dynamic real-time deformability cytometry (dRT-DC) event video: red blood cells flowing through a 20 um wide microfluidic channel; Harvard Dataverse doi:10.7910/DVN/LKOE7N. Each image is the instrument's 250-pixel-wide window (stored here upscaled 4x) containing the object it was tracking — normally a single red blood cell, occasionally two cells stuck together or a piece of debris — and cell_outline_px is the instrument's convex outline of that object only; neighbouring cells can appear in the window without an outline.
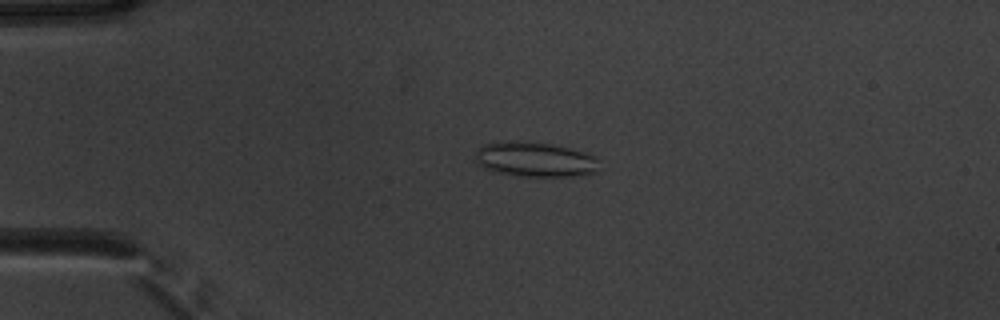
{"species": "common noctule bat (a hibernating species)", "species_latin": "Nyctalus noctula", "temperature_condition": "warm", "stored_images_in_passage": 48, "camera_frame_rate_fps": 3000, "um_per_image_px": 0.085, "animal": {"sex": "male", "body_mass_g": 20.1, "forearm_length_mm": 53.5}, "frame": {"image": 1, "passage_image": 8, "time_ms": 2.333, "image_size_px": [1000, 320], "cell_outline_px": [[596, 172], [580, 176], [516, 176], [492, 172], [476, 164], [476, 148], [484, 144], [524, 140], [552, 144], [572, 148], [588, 152], [596, 156]], "centroid_in_image_um": [45.45, 13.55], "position_along_channel_um": 39.5, "area_um2": 25.55}}
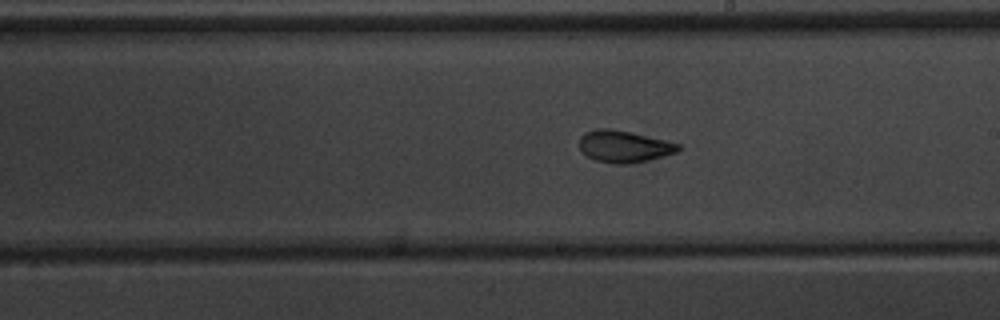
{"frame": {"image": 2, "passage_image": 26, "time_ms": 8.333, "image_size_px": [1000, 320], "cell_outline_px": [[684, 148], [676, 152], [648, 160], [628, 164], [616, 164], [596, 160], [588, 156], [580, 148], [580, 136], [584, 132], [596, 128], [608, 128], [628, 132], [664, 140], [680, 144]], "centroid_in_image_um": [53.04, 12.44], "position_along_channel_um": 236.0, "area_um2": 18.15}}
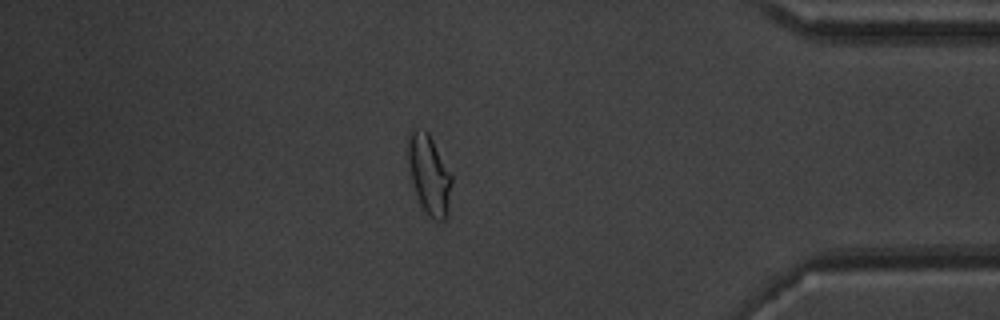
{"frame": {"image": 3, "passage_image": 41, "time_ms": 13.333, "image_size_px": [1000, 320], "cell_outline_px": [[452, 184], [448, 216], [444, 220], [436, 220], [428, 216], [420, 204], [412, 180], [408, 160], [408, 132], [412, 128], [424, 128], [428, 132], [452, 172]], "centroid_in_image_um": [36.51, 14.81], "position_along_channel_um": 398.7, "area_um2": 20.58}, "authors_computed_cell_mechanics": {"area_um2": 19.4786, "velocity_mm_per_s": 3.86, "shape_relaxation_time_tau1_ms": null, "shape_relaxation_time_tau2_ms": 1.1264, "deformation_change_tau1": null, "deformation_change_tau2": 0.0701}}